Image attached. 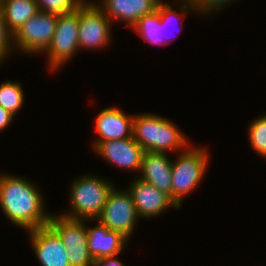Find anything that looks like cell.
Instances as JSON below:
<instances>
[{
	"instance_id": "cell-1",
	"label": "cell",
	"mask_w": 266,
	"mask_h": 266,
	"mask_svg": "<svg viewBox=\"0 0 266 266\" xmlns=\"http://www.w3.org/2000/svg\"><path fill=\"white\" fill-rule=\"evenodd\" d=\"M42 197L26 178L0 173V207L16 226L29 231L48 224L51 213L43 209Z\"/></svg>"
},
{
	"instance_id": "cell-2",
	"label": "cell",
	"mask_w": 266,
	"mask_h": 266,
	"mask_svg": "<svg viewBox=\"0 0 266 266\" xmlns=\"http://www.w3.org/2000/svg\"><path fill=\"white\" fill-rule=\"evenodd\" d=\"M132 136L145 152H182L190 146L178 126L154 114L134 115Z\"/></svg>"
},
{
	"instance_id": "cell-3",
	"label": "cell",
	"mask_w": 266,
	"mask_h": 266,
	"mask_svg": "<svg viewBox=\"0 0 266 266\" xmlns=\"http://www.w3.org/2000/svg\"><path fill=\"white\" fill-rule=\"evenodd\" d=\"M114 186L110 181L93 175L74 179L69 193L71 211L60 215L75 220L97 219Z\"/></svg>"
},
{
	"instance_id": "cell-4",
	"label": "cell",
	"mask_w": 266,
	"mask_h": 266,
	"mask_svg": "<svg viewBox=\"0 0 266 266\" xmlns=\"http://www.w3.org/2000/svg\"><path fill=\"white\" fill-rule=\"evenodd\" d=\"M172 162V200L180 208L182 199L199 185L208 168V150L188 147Z\"/></svg>"
},
{
	"instance_id": "cell-5",
	"label": "cell",
	"mask_w": 266,
	"mask_h": 266,
	"mask_svg": "<svg viewBox=\"0 0 266 266\" xmlns=\"http://www.w3.org/2000/svg\"><path fill=\"white\" fill-rule=\"evenodd\" d=\"M139 215L127 189H113L109 192L101 214L95 220L109 230L121 233L128 240L133 235Z\"/></svg>"
},
{
	"instance_id": "cell-6",
	"label": "cell",
	"mask_w": 266,
	"mask_h": 266,
	"mask_svg": "<svg viewBox=\"0 0 266 266\" xmlns=\"http://www.w3.org/2000/svg\"><path fill=\"white\" fill-rule=\"evenodd\" d=\"M57 23V15L39 11L14 34V48L26 54H41L50 46Z\"/></svg>"
},
{
	"instance_id": "cell-7",
	"label": "cell",
	"mask_w": 266,
	"mask_h": 266,
	"mask_svg": "<svg viewBox=\"0 0 266 266\" xmlns=\"http://www.w3.org/2000/svg\"><path fill=\"white\" fill-rule=\"evenodd\" d=\"M79 49H100L106 47L111 39V20L96 3L85 1L78 8Z\"/></svg>"
},
{
	"instance_id": "cell-8",
	"label": "cell",
	"mask_w": 266,
	"mask_h": 266,
	"mask_svg": "<svg viewBox=\"0 0 266 266\" xmlns=\"http://www.w3.org/2000/svg\"><path fill=\"white\" fill-rule=\"evenodd\" d=\"M78 35V9L74 12L57 15L54 36L50 46L45 51L48 55L47 64L50 65L48 67L51 72L61 68L79 50Z\"/></svg>"
},
{
	"instance_id": "cell-9",
	"label": "cell",
	"mask_w": 266,
	"mask_h": 266,
	"mask_svg": "<svg viewBox=\"0 0 266 266\" xmlns=\"http://www.w3.org/2000/svg\"><path fill=\"white\" fill-rule=\"evenodd\" d=\"M97 155L121 169L140 172L144 149L133 136L121 140H108L92 144Z\"/></svg>"
},
{
	"instance_id": "cell-10",
	"label": "cell",
	"mask_w": 266,
	"mask_h": 266,
	"mask_svg": "<svg viewBox=\"0 0 266 266\" xmlns=\"http://www.w3.org/2000/svg\"><path fill=\"white\" fill-rule=\"evenodd\" d=\"M127 190L140 218L160 215L169 207L179 208L168 195L139 178H135Z\"/></svg>"
},
{
	"instance_id": "cell-11",
	"label": "cell",
	"mask_w": 266,
	"mask_h": 266,
	"mask_svg": "<svg viewBox=\"0 0 266 266\" xmlns=\"http://www.w3.org/2000/svg\"><path fill=\"white\" fill-rule=\"evenodd\" d=\"M28 234L42 266H70L66 247L48 225L29 230Z\"/></svg>"
},
{
	"instance_id": "cell-12",
	"label": "cell",
	"mask_w": 266,
	"mask_h": 266,
	"mask_svg": "<svg viewBox=\"0 0 266 266\" xmlns=\"http://www.w3.org/2000/svg\"><path fill=\"white\" fill-rule=\"evenodd\" d=\"M139 179L155 186L172 199V160L167 153L144 152Z\"/></svg>"
},
{
	"instance_id": "cell-13",
	"label": "cell",
	"mask_w": 266,
	"mask_h": 266,
	"mask_svg": "<svg viewBox=\"0 0 266 266\" xmlns=\"http://www.w3.org/2000/svg\"><path fill=\"white\" fill-rule=\"evenodd\" d=\"M133 115L115 107H108L98 113L95 121V131L99 139L93 143H101L108 140H121L132 137Z\"/></svg>"
},
{
	"instance_id": "cell-14",
	"label": "cell",
	"mask_w": 266,
	"mask_h": 266,
	"mask_svg": "<svg viewBox=\"0 0 266 266\" xmlns=\"http://www.w3.org/2000/svg\"><path fill=\"white\" fill-rule=\"evenodd\" d=\"M161 0H101L98 6L113 22L114 20L126 22L132 27L144 15L157 9ZM101 3V5H100Z\"/></svg>"
},
{
	"instance_id": "cell-15",
	"label": "cell",
	"mask_w": 266,
	"mask_h": 266,
	"mask_svg": "<svg viewBox=\"0 0 266 266\" xmlns=\"http://www.w3.org/2000/svg\"><path fill=\"white\" fill-rule=\"evenodd\" d=\"M88 249L93 258L119 255L128 243L121 233L109 230L99 222L95 227L87 228Z\"/></svg>"
},
{
	"instance_id": "cell-16",
	"label": "cell",
	"mask_w": 266,
	"mask_h": 266,
	"mask_svg": "<svg viewBox=\"0 0 266 266\" xmlns=\"http://www.w3.org/2000/svg\"><path fill=\"white\" fill-rule=\"evenodd\" d=\"M0 12L6 22L7 29L14 34L39 10L36 0H1Z\"/></svg>"
},
{
	"instance_id": "cell-17",
	"label": "cell",
	"mask_w": 266,
	"mask_h": 266,
	"mask_svg": "<svg viewBox=\"0 0 266 266\" xmlns=\"http://www.w3.org/2000/svg\"><path fill=\"white\" fill-rule=\"evenodd\" d=\"M83 222L85 221L51 214L47 225L59 236L63 245H87V227Z\"/></svg>"
},
{
	"instance_id": "cell-18",
	"label": "cell",
	"mask_w": 266,
	"mask_h": 266,
	"mask_svg": "<svg viewBox=\"0 0 266 266\" xmlns=\"http://www.w3.org/2000/svg\"><path fill=\"white\" fill-rule=\"evenodd\" d=\"M132 28L149 44L165 45L163 24L160 22L159 11L144 15Z\"/></svg>"
},
{
	"instance_id": "cell-19",
	"label": "cell",
	"mask_w": 266,
	"mask_h": 266,
	"mask_svg": "<svg viewBox=\"0 0 266 266\" xmlns=\"http://www.w3.org/2000/svg\"><path fill=\"white\" fill-rule=\"evenodd\" d=\"M24 102V92L19 83L6 81L0 85V106L16 115Z\"/></svg>"
},
{
	"instance_id": "cell-20",
	"label": "cell",
	"mask_w": 266,
	"mask_h": 266,
	"mask_svg": "<svg viewBox=\"0 0 266 266\" xmlns=\"http://www.w3.org/2000/svg\"><path fill=\"white\" fill-rule=\"evenodd\" d=\"M180 2V6H179V10L181 11V13L182 14H180V13H177V11L176 10H173L172 9V6L171 5H169L168 3H166V2H164L163 3V0H161L159 3H158V5H157V10L159 11V17H160V22L163 24V33H164V41H165V45H167L168 44V39H169V37H168V33H166V31L167 30H169L168 29V24H170V25H174V23L172 24V23H170L172 20H174L175 18V20H178V19H180V17H182L183 15H186L185 13H186V11H188V10H193V11H195V13H196V9H195V7L193 6V3H192V0H179ZM177 15H178V17H177ZM177 23V22H176ZM168 25V26H167ZM177 25V24H176ZM170 27V26H169ZM167 29V30H166ZM167 36H166V35ZM169 36H170V34H169ZM168 37V38H167ZM171 39V38H170Z\"/></svg>"
},
{
	"instance_id": "cell-21",
	"label": "cell",
	"mask_w": 266,
	"mask_h": 266,
	"mask_svg": "<svg viewBox=\"0 0 266 266\" xmlns=\"http://www.w3.org/2000/svg\"><path fill=\"white\" fill-rule=\"evenodd\" d=\"M249 125V141L255 153L266 158V115L254 118Z\"/></svg>"
},
{
	"instance_id": "cell-22",
	"label": "cell",
	"mask_w": 266,
	"mask_h": 266,
	"mask_svg": "<svg viewBox=\"0 0 266 266\" xmlns=\"http://www.w3.org/2000/svg\"><path fill=\"white\" fill-rule=\"evenodd\" d=\"M36 2L39 11L61 15L74 12L85 0H36Z\"/></svg>"
},
{
	"instance_id": "cell-23",
	"label": "cell",
	"mask_w": 266,
	"mask_h": 266,
	"mask_svg": "<svg viewBox=\"0 0 266 266\" xmlns=\"http://www.w3.org/2000/svg\"><path fill=\"white\" fill-rule=\"evenodd\" d=\"M70 266H92L93 256L90 254L88 245L75 244L64 245Z\"/></svg>"
},
{
	"instance_id": "cell-24",
	"label": "cell",
	"mask_w": 266,
	"mask_h": 266,
	"mask_svg": "<svg viewBox=\"0 0 266 266\" xmlns=\"http://www.w3.org/2000/svg\"><path fill=\"white\" fill-rule=\"evenodd\" d=\"M13 34L7 29L6 22L0 12V63L5 60L13 47Z\"/></svg>"
},
{
	"instance_id": "cell-25",
	"label": "cell",
	"mask_w": 266,
	"mask_h": 266,
	"mask_svg": "<svg viewBox=\"0 0 266 266\" xmlns=\"http://www.w3.org/2000/svg\"><path fill=\"white\" fill-rule=\"evenodd\" d=\"M236 0H192L193 6L200 14L209 15L211 12L223 9L227 4ZM215 10V11H214Z\"/></svg>"
},
{
	"instance_id": "cell-26",
	"label": "cell",
	"mask_w": 266,
	"mask_h": 266,
	"mask_svg": "<svg viewBox=\"0 0 266 266\" xmlns=\"http://www.w3.org/2000/svg\"><path fill=\"white\" fill-rule=\"evenodd\" d=\"M117 256L94 258L92 266H125L122 261L117 259Z\"/></svg>"
},
{
	"instance_id": "cell-27",
	"label": "cell",
	"mask_w": 266,
	"mask_h": 266,
	"mask_svg": "<svg viewBox=\"0 0 266 266\" xmlns=\"http://www.w3.org/2000/svg\"><path fill=\"white\" fill-rule=\"evenodd\" d=\"M14 115L0 106V131L2 132L10 123L13 122Z\"/></svg>"
}]
</instances>
